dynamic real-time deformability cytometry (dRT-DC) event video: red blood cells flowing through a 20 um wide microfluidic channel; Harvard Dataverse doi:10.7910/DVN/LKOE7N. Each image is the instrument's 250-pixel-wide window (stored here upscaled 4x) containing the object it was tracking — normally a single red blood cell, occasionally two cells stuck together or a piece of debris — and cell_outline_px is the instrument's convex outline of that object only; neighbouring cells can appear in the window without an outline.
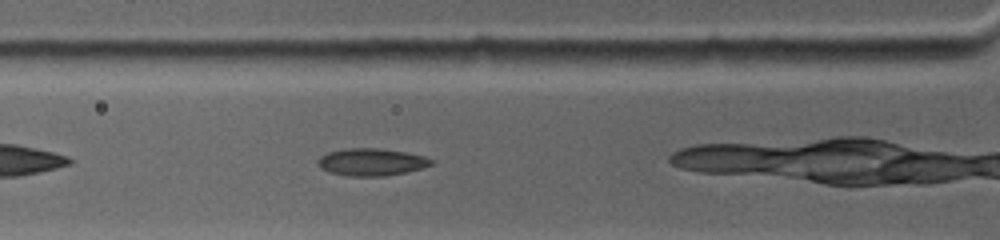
{"species": "common noctule bat (a hibernating species)", "species_latin": "Nyctalus noctula", "temperature_condition": "warm", "stored_images_in_passage": 7, "camera_frame_rate_fps": 4500, "um_per_image_px": 0.085, "animal": {"sex": "female", "body_mass_g": 19.0, "forearm_length_mm": 53.3}, "frame": {"image": 1, "passage_image": 3, "time_ms": 1.111, "image_size_px": [1000, 240], "cell_outline_px": [[436, 164], [404, 172], [384, 176], [348, 176], [328, 172], [320, 168], [316, 160], [320, 156], [328, 152], [344, 148], [380, 148], [404, 152], [424, 156], [436, 160]], "centroid_in_image_um": [31.56, 13.77], "position_along_channel_um": 94.2, "area_um2": 18.21}}